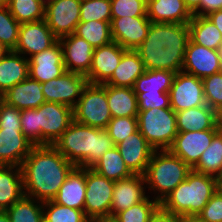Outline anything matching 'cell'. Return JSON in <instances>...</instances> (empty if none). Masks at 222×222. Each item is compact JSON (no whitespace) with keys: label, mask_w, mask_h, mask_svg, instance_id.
Returning <instances> with one entry per match:
<instances>
[{"label":"cell","mask_w":222,"mask_h":222,"mask_svg":"<svg viewBox=\"0 0 222 222\" xmlns=\"http://www.w3.org/2000/svg\"><path fill=\"white\" fill-rule=\"evenodd\" d=\"M75 167L53 145L34 146L21 165L24 196L53 200Z\"/></svg>","instance_id":"1"},{"label":"cell","mask_w":222,"mask_h":222,"mask_svg":"<svg viewBox=\"0 0 222 222\" xmlns=\"http://www.w3.org/2000/svg\"><path fill=\"white\" fill-rule=\"evenodd\" d=\"M189 41L188 23L151 22L145 40L135 49L145 69L182 71Z\"/></svg>","instance_id":"2"},{"label":"cell","mask_w":222,"mask_h":222,"mask_svg":"<svg viewBox=\"0 0 222 222\" xmlns=\"http://www.w3.org/2000/svg\"><path fill=\"white\" fill-rule=\"evenodd\" d=\"M53 146L76 167L92 168L115 145L106 129L73 120Z\"/></svg>","instance_id":"3"},{"label":"cell","mask_w":222,"mask_h":222,"mask_svg":"<svg viewBox=\"0 0 222 222\" xmlns=\"http://www.w3.org/2000/svg\"><path fill=\"white\" fill-rule=\"evenodd\" d=\"M219 188V179L191 170L160 203V208L179 217L197 216Z\"/></svg>","instance_id":"4"},{"label":"cell","mask_w":222,"mask_h":222,"mask_svg":"<svg viewBox=\"0 0 222 222\" xmlns=\"http://www.w3.org/2000/svg\"><path fill=\"white\" fill-rule=\"evenodd\" d=\"M191 170L182 159L169 150H154L144 173L146 187L148 190L158 192L154 199L161 203L170 192L186 180Z\"/></svg>","instance_id":"5"},{"label":"cell","mask_w":222,"mask_h":222,"mask_svg":"<svg viewBox=\"0 0 222 222\" xmlns=\"http://www.w3.org/2000/svg\"><path fill=\"white\" fill-rule=\"evenodd\" d=\"M138 130L154 150H168L177 136L176 113L171 108L138 112Z\"/></svg>","instance_id":"6"},{"label":"cell","mask_w":222,"mask_h":222,"mask_svg":"<svg viewBox=\"0 0 222 222\" xmlns=\"http://www.w3.org/2000/svg\"><path fill=\"white\" fill-rule=\"evenodd\" d=\"M111 119L106 84L88 83L73 108V120L90 127L106 129Z\"/></svg>","instance_id":"7"},{"label":"cell","mask_w":222,"mask_h":222,"mask_svg":"<svg viewBox=\"0 0 222 222\" xmlns=\"http://www.w3.org/2000/svg\"><path fill=\"white\" fill-rule=\"evenodd\" d=\"M114 183L92 168H86L84 214L89 221L110 218Z\"/></svg>","instance_id":"8"},{"label":"cell","mask_w":222,"mask_h":222,"mask_svg":"<svg viewBox=\"0 0 222 222\" xmlns=\"http://www.w3.org/2000/svg\"><path fill=\"white\" fill-rule=\"evenodd\" d=\"M73 121V109L45 102L38 107V145H53Z\"/></svg>","instance_id":"9"},{"label":"cell","mask_w":222,"mask_h":222,"mask_svg":"<svg viewBox=\"0 0 222 222\" xmlns=\"http://www.w3.org/2000/svg\"><path fill=\"white\" fill-rule=\"evenodd\" d=\"M169 96L171 109L175 113L206 105L202 79L183 71L176 73Z\"/></svg>","instance_id":"10"},{"label":"cell","mask_w":222,"mask_h":222,"mask_svg":"<svg viewBox=\"0 0 222 222\" xmlns=\"http://www.w3.org/2000/svg\"><path fill=\"white\" fill-rule=\"evenodd\" d=\"M87 84L86 76L66 71L60 77L42 83L41 86L46 102L64 104L73 109Z\"/></svg>","instance_id":"11"},{"label":"cell","mask_w":222,"mask_h":222,"mask_svg":"<svg viewBox=\"0 0 222 222\" xmlns=\"http://www.w3.org/2000/svg\"><path fill=\"white\" fill-rule=\"evenodd\" d=\"M80 7L81 0H54L45 5V21L58 39L75 33Z\"/></svg>","instance_id":"12"},{"label":"cell","mask_w":222,"mask_h":222,"mask_svg":"<svg viewBox=\"0 0 222 222\" xmlns=\"http://www.w3.org/2000/svg\"><path fill=\"white\" fill-rule=\"evenodd\" d=\"M182 71L203 79L222 71V51L187 43Z\"/></svg>","instance_id":"13"},{"label":"cell","mask_w":222,"mask_h":222,"mask_svg":"<svg viewBox=\"0 0 222 222\" xmlns=\"http://www.w3.org/2000/svg\"><path fill=\"white\" fill-rule=\"evenodd\" d=\"M58 41L52 30L47 26L45 19L20 24L18 43L14 52L27 58L38 54ZM27 54V55H26Z\"/></svg>","instance_id":"14"},{"label":"cell","mask_w":222,"mask_h":222,"mask_svg":"<svg viewBox=\"0 0 222 222\" xmlns=\"http://www.w3.org/2000/svg\"><path fill=\"white\" fill-rule=\"evenodd\" d=\"M218 131V129H209L196 132H178L168 150L192 169L198 163L205 149L210 146Z\"/></svg>","instance_id":"15"},{"label":"cell","mask_w":222,"mask_h":222,"mask_svg":"<svg viewBox=\"0 0 222 222\" xmlns=\"http://www.w3.org/2000/svg\"><path fill=\"white\" fill-rule=\"evenodd\" d=\"M27 58L29 59V77L41 84L60 77L66 72L59 40L50 48Z\"/></svg>","instance_id":"16"},{"label":"cell","mask_w":222,"mask_h":222,"mask_svg":"<svg viewBox=\"0 0 222 222\" xmlns=\"http://www.w3.org/2000/svg\"><path fill=\"white\" fill-rule=\"evenodd\" d=\"M113 41L125 49L135 50L146 38L151 21L147 16L111 18Z\"/></svg>","instance_id":"17"},{"label":"cell","mask_w":222,"mask_h":222,"mask_svg":"<svg viewBox=\"0 0 222 222\" xmlns=\"http://www.w3.org/2000/svg\"><path fill=\"white\" fill-rule=\"evenodd\" d=\"M126 50L115 41L95 48L92 65L86 75L87 82L90 84H104L118 67Z\"/></svg>","instance_id":"18"},{"label":"cell","mask_w":222,"mask_h":222,"mask_svg":"<svg viewBox=\"0 0 222 222\" xmlns=\"http://www.w3.org/2000/svg\"><path fill=\"white\" fill-rule=\"evenodd\" d=\"M63 50L66 71L86 76L92 65L94 48L75 33L58 39Z\"/></svg>","instance_id":"19"},{"label":"cell","mask_w":222,"mask_h":222,"mask_svg":"<svg viewBox=\"0 0 222 222\" xmlns=\"http://www.w3.org/2000/svg\"><path fill=\"white\" fill-rule=\"evenodd\" d=\"M145 185L144 175L138 174L115 181L110 218H114L119 212L128 209L134 204L144 201L148 197V195H145Z\"/></svg>","instance_id":"20"},{"label":"cell","mask_w":222,"mask_h":222,"mask_svg":"<svg viewBox=\"0 0 222 222\" xmlns=\"http://www.w3.org/2000/svg\"><path fill=\"white\" fill-rule=\"evenodd\" d=\"M126 166L133 174L144 175L154 149L137 130L115 145Z\"/></svg>","instance_id":"21"},{"label":"cell","mask_w":222,"mask_h":222,"mask_svg":"<svg viewBox=\"0 0 222 222\" xmlns=\"http://www.w3.org/2000/svg\"><path fill=\"white\" fill-rule=\"evenodd\" d=\"M33 147L22 129H0V165L21 167Z\"/></svg>","instance_id":"22"},{"label":"cell","mask_w":222,"mask_h":222,"mask_svg":"<svg viewBox=\"0 0 222 222\" xmlns=\"http://www.w3.org/2000/svg\"><path fill=\"white\" fill-rule=\"evenodd\" d=\"M2 100L18 110L35 109L45 103L41 83L29 76L11 87Z\"/></svg>","instance_id":"23"},{"label":"cell","mask_w":222,"mask_h":222,"mask_svg":"<svg viewBox=\"0 0 222 222\" xmlns=\"http://www.w3.org/2000/svg\"><path fill=\"white\" fill-rule=\"evenodd\" d=\"M86 168L75 167L53 199L57 204L84 211Z\"/></svg>","instance_id":"24"},{"label":"cell","mask_w":222,"mask_h":222,"mask_svg":"<svg viewBox=\"0 0 222 222\" xmlns=\"http://www.w3.org/2000/svg\"><path fill=\"white\" fill-rule=\"evenodd\" d=\"M146 9L148 19L156 23L185 24L193 17L184 0H154Z\"/></svg>","instance_id":"25"},{"label":"cell","mask_w":222,"mask_h":222,"mask_svg":"<svg viewBox=\"0 0 222 222\" xmlns=\"http://www.w3.org/2000/svg\"><path fill=\"white\" fill-rule=\"evenodd\" d=\"M29 76V59L9 51L0 59V96Z\"/></svg>","instance_id":"26"},{"label":"cell","mask_w":222,"mask_h":222,"mask_svg":"<svg viewBox=\"0 0 222 222\" xmlns=\"http://www.w3.org/2000/svg\"><path fill=\"white\" fill-rule=\"evenodd\" d=\"M177 132H196L216 127V110L207 104L176 112Z\"/></svg>","instance_id":"27"},{"label":"cell","mask_w":222,"mask_h":222,"mask_svg":"<svg viewBox=\"0 0 222 222\" xmlns=\"http://www.w3.org/2000/svg\"><path fill=\"white\" fill-rule=\"evenodd\" d=\"M23 196L21 167L0 165V210L5 211Z\"/></svg>","instance_id":"28"},{"label":"cell","mask_w":222,"mask_h":222,"mask_svg":"<svg viewBox=\"0 0 222 222\" xmlns=\"http://www.w3.org/2000/svg\"><path fill=\"white\" fill-rule=\"evenodd\" d=\"M144 64L135 50L127 49L112 76L104 83L114 87L133 88L136 79L145 72Z\"/></svg>","instance_id":"29"},{"label":"cell","mask_w":222,"mask_h":222,"mask_svg":"<svg viewBox=\"0 0 222 222\" xmlns=\"http://www.w3.org/2000/svg\"><path fill=\"white\" fill-rule=\"evenodd\" d=\"M106 95L112 118L138 117L137 96L133 88L106 85Z\"/></svg>","instance_id":"30"},{"label":"cell","mask_w":222,"mask_h":222,"mask_svg":"<svg viewBox=\"0 0 222 222\" xmlns=\"http://www.w3.org/2000/svg\"><path fill=\"white\" fill-rule=\"evenodd\" d=\"M188 28L189 39L193 43L221 51L222 34L207 16L193 15Z\"/></svg>","instance_id":"31"},{"label":"cell","mask_w":222,"mask_h":222,"mask_svg":"<svg viewBox=\"0 0 222 222\" xmlns=\"http://www.w3.org/2000/svg\"><path fill=\"white\" fill-rule=\"evenodd\" d=\"M192 170L214 176L218 179L222 177V132L218 131L209 147L202 153L198 163Z\"/></svg>","instance_id":"32"},{"label":"cell","mask_w":222,"mask_h":222,"mask_svg":"<svg viewBox=\"0 0 222 222\" xmlns=\"http://www.w3.org/2000/svg\"><path fill=\"white\" fill-rule=\"evenodd\" d=\"M176 73L167 70H148L139 76L133 86L134 93H169Z\"/></svg>","instance_id":"33"},{"label":"cell","mask_w":222,"mask_h":222,"mask_svg":"<svg viewBox=\"0 0 222 222\" xmlns=\"http://www.w3.org/2000/svg\"><path fill=\"white\" fill-rule=\"evenodd\" d=\"M92 169L113 181L125 179L133 175L126 166L116 146L102 154L101 159L92 167Z\"/></svg>","instance_id":"34"},{"label":"cell","mask_w":222,"mask_h":222,"mask_svg":"<svg viewBox=\"0 0 222 222\" xmlns=\"http://www.w3.org/2000/svg\"><path fill=\"white\" fill-rule=\"evenodd\" d=\"M111 21L79 22L75 34L85 39L95 49L113 41Z\"/></svg>","instance_id":"35"},{"label":"cell","mask_w":222,"mask_h":222,"mask_svg":"<svg viewBox=\"0 0 222 222\" xmlns=\"http://www.w3.org/2000/svg\"><path fill=\"white\" fill-rule=\"evenodd\" d=\"M5 211L11 222H44L43 202L27 196Z\"/></svg>","instance_id":"36"},{"label":"cell","mask_w":222,"mask_h":222,"mask_svg":"<svg viewBox=\"0 0 222 222\" xmlns=\"http://www.w3.org/2000/svg\"><path fill=\"white\" fill-rule=\"evenodd\" d=\"M8 8L20 24L45 19V5L39 0H9Z\"/></svg>","instance_id":"37"},{"label":"cell","mask_w":222,"mask_h":222,"mask_svg":"<svg viewBox=\"0 0 222 222\" xmlns=\"http://www.w3.org/2000/svg\"><path fill=\"white\" fill-rule=\"evenodd\" d=\"M150 195L141 202L134 204L128 209L119 212L113 219L117 222H150L152 216L160 208V203L149 199Z\"/></svg>","instance_id":"38"},{"label":"cell","mask_w":222,"mask_h":222,"mask_svg":"<svg viewBox=\"0 0 222 222\" xmlns=\"http://www.w3.org/2000/svg\"><path fill=\"white\" fill-rule=\"evenodd\" d=\"M44 222H87L84 211L57 204L53 200L43 202Z\"/></svg>","instance_id":"39"},{"label":"cell","mask_w":222,"mask_h":222,"mask_svg":"<svg viewBox=\"0 0 222 222\" xmlns=\"http://www.w3.org/2000/svg\"><path fill=\"white\" fill-rule=\"evenodd\" d=\"M20 23L12 16L8 6L0 7V42L10 51L18 43Z\"/></svg>","instance_id":"40"},{"label":"cell","mask_w":222,"mask_h":222,"mask_svg":"<svg viewBox=\"0 0 222 222\" xmlns=\"http://www.w3.org/2000/svg\"><path fill=\"white\" fill-rule=\"evenodd\" d=\"M111 0H81L80 22L111 21Z\"/></svg>","instance_id":"41"},{"label":"cell","mask_w":222,"mask_h":222,"mask_svg":"<svg viewBox=\"0 0 222 222\" xmlns=\"http://www.w3.org/2000/svg\"><path fill=\"white\" fill-rule=\"evenodd\" d=\"M109 137L114 145L125 140L128 136L138 130L137 117H116L112 118L106 127Z\"/></svg>","instance_id":"42"},{"label":"cell","mask_w":222,"mask_h":222,"mask_svg":"<svg viewBox=\"0 0 222 222\" xmlns=\"http://www.w3.org/2000/svg\"><path fill=\"white\" fill-rule=\"evenodd\" d=\"M206 104L214 110L222 106V71L202 79Z\"/></svg>","instance_id":"43"},{"label":"cell","mask_w":222,"mask_h":222,"mask_svg":"<svg viewBox=\"0 0 222 222\" xmlns=\"http://www.w3.org/2000/svg\"><path fill=\"white\" fill-rule=\"evenodd\" d=\"M143 0H111L112 18L147 16Z\"/></svg>","instance_id":"44"},{"label":"cell","mask_w":222,"mask_h":222,"mask_svg":"<svg viewBox=\"0 0 222 222\" xmlns=\"http://www.w3.org/2000/svg\"><path fill=\"white\" fill-rule=\"evenodd\" d=\"M135 94L137 96L139 111L154 108H171L169 93L145 92Z\"/></svg>","instance_id":"45"},{"label":"cell","mask_w":222,"mask_h":222,"mask_svg":"<svg viewBox=\"0 0 222 222\" xmlns=\"http://www.w3.org/2000/svg\"><path fill=\"white\" fill-rule=\"evenodd\" d=\"M20 120L24 136L38 146V108L21 110Z\"/></svg>","instance_id":"46"},{"label":"cell","mask_w":222,"mask_h":222,"mask_svg":"<svg viewBox=\"0 0 222 222\" xmlns=\"http://www.w3.org/2000/svg\"><path fill=\"white\" fill-rule=\"evenodd\" d=\"M197 216L204 222H222V190L220 188Z\"/></svg>","instance_id":"47"},{"label":"cell","mask_w":222,"mask_h":222,"mask_svg":"<svg viewBox=\"0 0 222 222\" xmlns=\"http://www.w3.org/2000/svg\"><path fill=\"white\" fill-rule=\"evenodd\" d=\"M21 110L7 104L2 99L0 101V129H22Z\"/></svg>","instance_id":"48"},{"label":"cell","mask_w":222,"mask_h":222,"mask_svg":"<svg viewBox=\"0 0 222 222\" xmlns=\"http://www.w3.org/2000/svg\"><path fill=\"white\" fill-rule=\"evenodd\" d=\"M222 10V0H201V16Z\"/></svg>","instance_id":"49"},{"label":"cell","mask_w":222,"mask_h":222,"mask_svg":"<svg viewBox=\"0 0 222 222\" xmlns=\"http://www.w3.org/2000/svg\"><path fill=\"white\" fill-rule=\"evenodd\" d=\"M150 222H179V216L172 215L159 208L150 219Z\"/></svg>","instance_id":"50"},{"label":"cell","mask_w":222,"mask_h":222,"mask_svg":"<svg viewBox=\"0 0 222 222\" xmlns=\"http://www.w3.org/2000/svg\"><path fill=\"white\" fill-rule=\"evenodd\" d=\"M184 2L193 15L201 16V0H184Z\"/></svg>","instance_id":"51"},{"label":"cell","mask_w":222,"mask_h":222,"mask_svg":"<svg viewBox=\"0 0 222 222\" xmlns=\"http://www.w3.org/2000/svg\"><path fill=\"white\" fill-rule=\"evenodd\" d=\"M207 17L214 23V25L222 34V10H217L215 12H212L209 15H207Z\"/></svg>","instance_id":"52"},{"label":"cell","mask_w":222,"mask_h":222,"mask_svg":"<svg viewBox=\"0 0 222 222\" xmlns=\"http://www.w3.org/2000/svg\"><path fill=\"white\" fill-rule=\"evenodd\" d=\"M216 127L222 132V106L216 110Z\"/></svg>","instance_id":"53"},{"label":"cell","mask_w":222,"mask_h":222,"mask_svg":"<svg viewBox=\"0 0 222 222\" xmlns=\"http://www.w3.org/2000/svg\"><path fill=\"white\" fill-rule=\"evenodd\" d=\"M179 222H204L198 216L179 217Z\"/></svg>","instance_id":"54"},{"label":"cell","mask_w":222,"mask_h":222,"mask_svg":"<svg viewBox=\"0 0 222 222\" xmlns=\"http://www.w3.org/2000/svg\"><path fill=\"white\" fill-rule=\"evenodd\" d=\"M0 222H11L9 216L6 213V211H1L0 210Z\"/></svg>","instance_id":"55"},{"label":"cell","mask_w":222,"mask_h":222,"mask_svg":"<svg viewBox=\"0 0 222 222\" xmlns=\"http://www.w3.org/2000/svg\"><path fill=\"white\" fill-rule=\"evenodd\" d=\"M10 50L5 47L1 42H0V59L5 56Z\"/></svg>","instance_id":"56"},{"label":"cell","mask_w":222,"mask_h":222,"mask_svg":"<svg viewBox=\"0 0 222 222\" xmlns=\"http://www.w3.org/2000/svg\"><path fill=\"white\" fill-rule=\"evenodd\" d=\"M9 0H0V7L8 6Z\"/></svg>","instance_id":"57"},{"label":"cell","mask_w":222,"mask_h":222,"mask_svg":"<svg viewBox=\"0 0 222 222\" xmlns=\"http://www.w3.org/2000/svg\"><path fill=\"white\" fill-rule=\"evenodd\" d=\"M97 222H117V221L113 218H106V219L99 220Z\"/></svg>","instance_id":"58"},{"label":"cell","mask_w":222,"mask_h":222,"mask_svg":"<svg viewBox=\"0 0 222 222\" xmlns=\"http://www.w3.org/2000/svg\"><path fill=\"white\" fill-rule=\"evenodd\" d=\"M39 1H41L44 5H46L47 3L52 2L54 0H39Z\"/></svg>","instance_id":"59"},{"label":"cell","mask_w":222,"mask_h":222,"mask_svg":"<svg viewBox=\"0 0 222 222\" xmlns=\"http://www.w3.org/2000/svg\"><path fill=\"white\" fill-rule=\"evenodd\" d=\"M219 188L222 190V177L219 179Z\"/></svg>","instance_id":"60"},{"label":"cell","mask_w":222,"mask_h":222,"mask_svg":"<svg viewBox=\"0 0 222 222\" xmlns=\"http://www.w3.org/2000/svg\"><path fill=\"white\" fill-rule=\"evenodd\" d=\"M152 1H154V0H143V2L146 4V5H148L150 2H152Z\"/></svg>","instance_id":"61"}]
</instances>
